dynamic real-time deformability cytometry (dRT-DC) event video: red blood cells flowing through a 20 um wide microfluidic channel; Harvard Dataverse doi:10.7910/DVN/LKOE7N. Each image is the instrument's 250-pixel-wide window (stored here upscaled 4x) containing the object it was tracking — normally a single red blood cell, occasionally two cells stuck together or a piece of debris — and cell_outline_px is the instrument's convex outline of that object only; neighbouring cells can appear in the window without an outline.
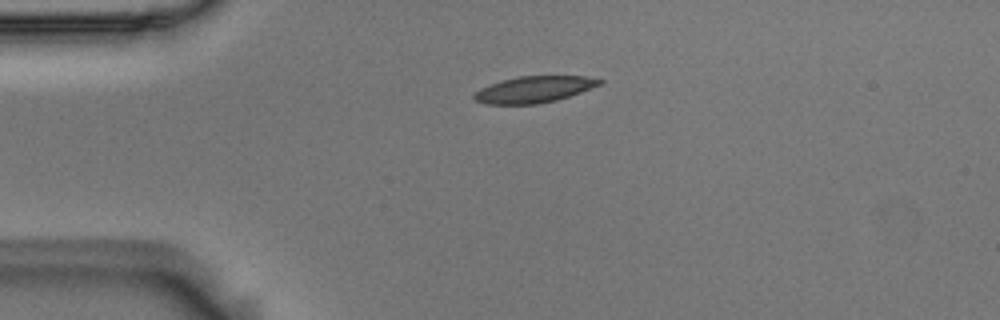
{"species": "Egyptian fruit bat (a non-hibernating species)", "species_latin": "Rousettus aegyptiacus", "temperature_condition": "room temperature", "stored_images_in_passage": 3, "camera_frame_rate_fps": 3000, "um_per_image_px": 0.085, "animal": {"sex": "male"}, "frame": {"image": 1, "passage_image": 1, "time_ms": 0.0, "image_size_px": [1000, 320], "cell_outline_px": [[604, 84], [556, 100], [536, 104], [484, 104], [476, 100], [472, 96], [480, 88], [504, 80], [520, 76], [584, 76], [604, 80]], "centroid_in_image_um": [45.43, 7.6], "position_along_channel_um": 39.6, "area_um2": 19.13}}
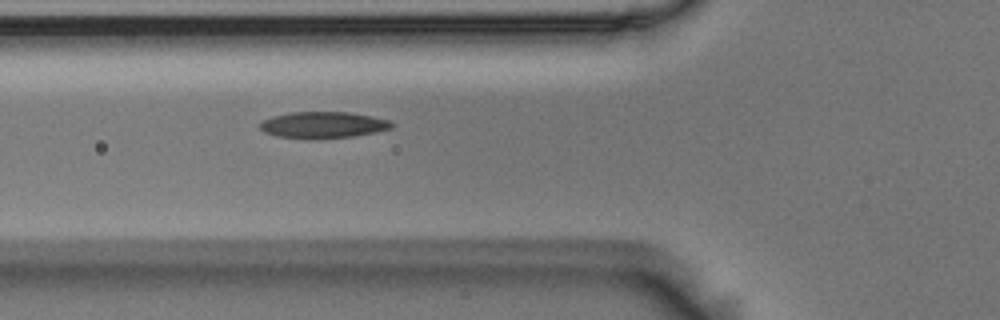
{"frame": {"image": 2, "passage_image": 3, "time_ms": 0.667, "image_size_px": [1000, 320], "cell_outline_px": [[396, 124], [392, 128], [376, 132], [352, 136], [276, 136], [264, 132], [256, 124], [272, 116], [288, 112], [348, 112], [372, 116], [388, 120]], "centroid_in_image_um": [27.48, 10.57], "position_along_channel_um": 98.3, "area_um2": 19.54}}